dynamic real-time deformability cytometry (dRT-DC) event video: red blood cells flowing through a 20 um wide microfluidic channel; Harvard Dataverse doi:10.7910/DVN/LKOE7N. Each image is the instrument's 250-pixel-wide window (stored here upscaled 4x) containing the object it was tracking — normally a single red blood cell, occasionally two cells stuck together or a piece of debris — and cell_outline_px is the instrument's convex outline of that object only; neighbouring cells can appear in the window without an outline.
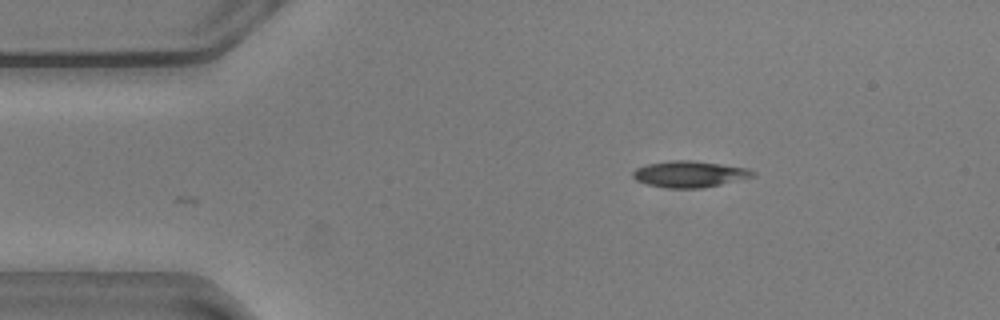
{"species": "common noctule bat (a hibernating species)", "species_latin": "Nyctalus noctula", "temperature_condition": "warm", "stored_images_in_passage": 2, "camera_frame_rate_fps": 3000, "um_per_image_px": 0.085, "animal": {"sex": "male", "body_mass_g": 20.5, "forearm_length_mm": 52.5}, "frame": {"image": 1, "passage_image": 1, "time_ms": 0.0, "image_size_px": [1000, 320], "cell_outline_px": [[756, 176], [704, 188], [668, 188], [648, 184], [636, 180], [632, 176], [632, 172], [636, 168], [648, 164], [668, 160], [692, 160], [748, 168], [756, 172]], "centroid_in_image_um": [58.62, 14.79], "position_along_channel_um": 26.4, "area_um2": 18.44}}